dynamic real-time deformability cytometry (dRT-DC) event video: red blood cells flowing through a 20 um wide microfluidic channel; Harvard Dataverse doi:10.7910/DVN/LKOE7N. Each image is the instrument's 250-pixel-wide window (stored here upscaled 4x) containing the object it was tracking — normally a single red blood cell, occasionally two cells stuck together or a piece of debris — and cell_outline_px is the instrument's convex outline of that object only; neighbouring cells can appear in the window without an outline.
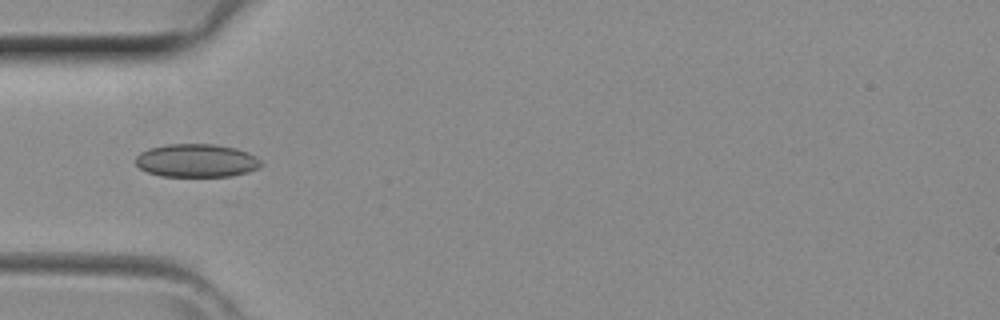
{"species": "common noctule bat (a hibernating species)", "species_latin": "Nyctalus noctula", "temperature_condition": "room temperature", "stored_images_in_passage": 38, "camera_frame_rate_fps": 3000, "um_per_image_px": 0.085, "animal": {"sex": "female", "body_mass_g": 29.2, "forearm_length_mm": 56.3}, "frame": {"image": 1, "passage_image": 10, "time_ms": 3.0, "image_size_px": [1000, 320], "cell_outline_px": [[264, 164], [248, 172], [232, 176], [160, 176], [148, 172], [140, 168], [136, 164], [136, 156], [140, 152], [148, 148], [164, 144], [216, 144], [236, 148], [248, 152], [256, 156]], "centroid_in_image_um": [16.7, 13.64], "position_along_channel_um": 68.3, "area_um2": 24.45}}
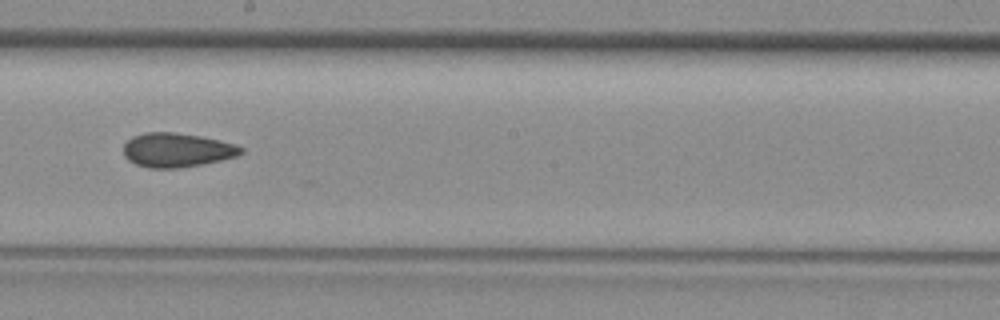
{"frame": {"image": 2, "passage_image": 20, "time_ms": 6.333, "image_size_px": [1000, 320], "cell_outline_px": [[244, 152], [236, 156], [220, 160], [180, 168], [148, 168], [136, 164], [128, 160], [124, 156], [124, 144], [132, 136], [144, 132], [172, 132], [200, 136], [220, 140], [236, 144], [244, 148]], "centroid_in_image_um": [15.03, 12.75], "position_along_channel_um": 233.2, "area_um2": 23.41}}
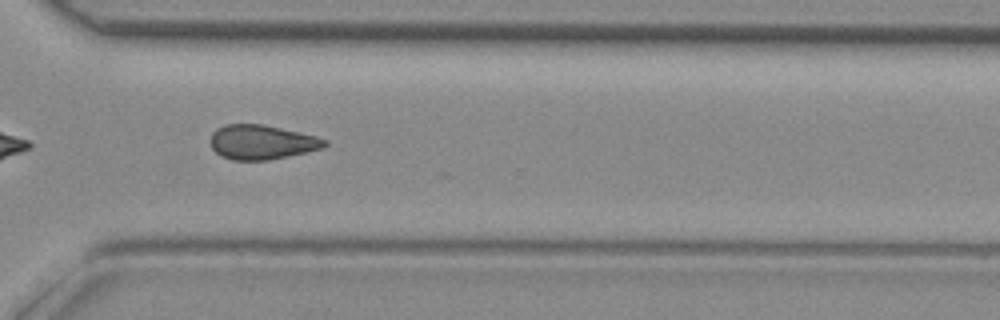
{"frame": {"image": 3, "passage_image": 27, "time_ms": 8.667, "image_size_px": [1000, 320], "cell_outline_px": [[328, 144], [324, 148], [268, 160], [232, 160], [220, 156], [212, 148], [212, 132], [216, 128], [224, 124], [264, 124], [316, 136], [328, 140]], "centroid_in_image_um": [22.26, 12.08], "position_along_channel_um": 348.3, "area_um2": 22.95}}